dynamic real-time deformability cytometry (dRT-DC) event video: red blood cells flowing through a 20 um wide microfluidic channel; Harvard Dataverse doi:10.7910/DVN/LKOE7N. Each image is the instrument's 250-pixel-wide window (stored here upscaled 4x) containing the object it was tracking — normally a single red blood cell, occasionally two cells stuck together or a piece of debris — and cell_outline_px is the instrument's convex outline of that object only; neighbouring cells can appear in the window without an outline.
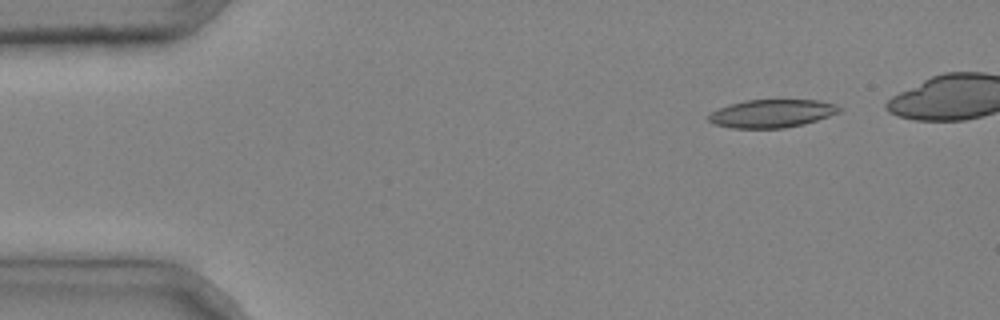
{"species": "common noctule bat (a hibernating species)", "species_latin": "Nyctalus noctula", "temperature_condition": "cold", "stored_images_in_passage": 5, "camera_frame_rate_fps": 3000, "um_per_image_px": 0.085, "animal": {"sex": "male", "body_mass_g": 20.4}, "frame": {"image": 1, "passage_image": 2, "time_ms": 0.333, "image_size_px": [1000, 320], "cell_outline_px": [[844, 108], [840, 112], [804, 124], [784, 128], [732, 128], [716, 124], [708, 120], [708, 116], [712, 112], [728, 104], [744, 100], [816, 100], [836, 104]], "centroid_in_image_um": [65.63, 9.64], "position_along_channel_um": 19.4, "area_um2": 21.33}}